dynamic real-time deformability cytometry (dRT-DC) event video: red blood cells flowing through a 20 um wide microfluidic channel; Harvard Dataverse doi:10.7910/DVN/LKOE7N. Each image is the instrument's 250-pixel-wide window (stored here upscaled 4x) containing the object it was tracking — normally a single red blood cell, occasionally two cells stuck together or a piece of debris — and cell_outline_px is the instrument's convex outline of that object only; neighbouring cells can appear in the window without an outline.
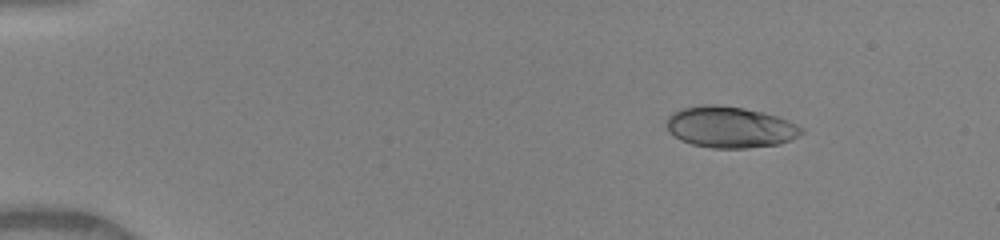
{"species": "human", "species_latin": "Homo sapiens", "temperature_condition": "warm", "stored_images_in_passage": 45, "camera_frame_rate_fps": 3000, "um_per_image_px": 0.085, "donor": {"sex": "female"}, "frame": {"image": 1, "passage_image": 3, "time_ms": 0.667, "image_size_px": [1000, 240], "cell_outline_px": [[804, 132], [780, 144], [748, 148], [712, 148], [692, 144], [680, 140], [668, 128], [668, 116], [672, 112], [680, 108], [704, 104], [716, 104], [744, 108], [764, 112], [788, 120], [804, 128]], "centroid_in_image_um": [62.06, 10.79], "position_along_channel_um": 22.9, "area_um2": 32.37}}
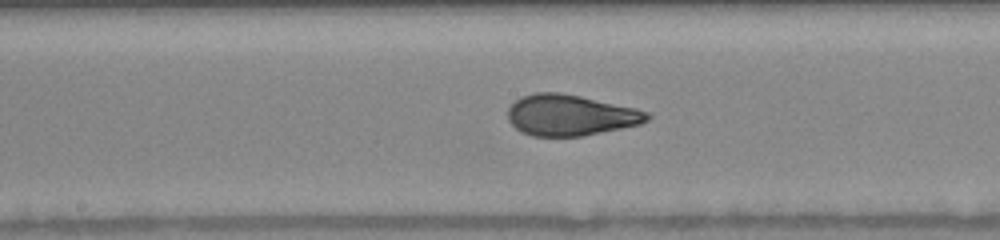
{"frame": {"image": 2, "passage_image": 23, "time_ms": 7.333, "image_size_px": [1000, 240], "cell_outline_px": [[652, 116], [648, 120], [640, 124], [584, 136], [532, 136], [520, 132], [508, 120], [508, 108], [516, 100], [524, 96], [536, 92], [560, 92], [580, 96], [636, 108], [648, 112]], "centroid_in_image_um": [48.48, 9.79], "position_along_channel_um": 199.7, "area_um2": 33.23}}
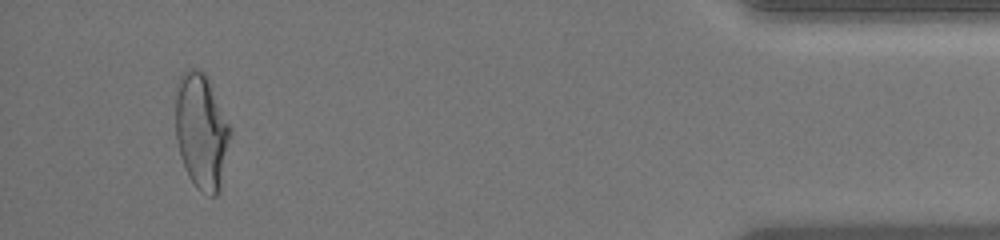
{"frame": {"image": 3, "passage_image": 43, "time_ms": 14.0, "image_size_px": [1000, 240], "cell_outline_px": [[232, 132], [220, 188], [216, 196], [212, 196], [196, 188], [188, 176], [184, 168], [180, 156], [176, 140], [176, 84], [180, 76], [188, 68], [196, 68], [204, 72], [208, 76], [232, 128]], "centroid_in_image_um": [17.13, 11.13], "position_along_channel_um": 418.1, "area_um2": 37.45}, "authors_computed_cell_mechanics": {"area_um2": 33.1194, "velocity_mm_per_s": 4.1482, "shape_relaxation_time_tau1_ms": 5.6038, "shape_relaxation_time_tau2_ms": 0.5954, "deformation_change_tau1": 0.2122, "deformation_change_tau2": 0.0631}}